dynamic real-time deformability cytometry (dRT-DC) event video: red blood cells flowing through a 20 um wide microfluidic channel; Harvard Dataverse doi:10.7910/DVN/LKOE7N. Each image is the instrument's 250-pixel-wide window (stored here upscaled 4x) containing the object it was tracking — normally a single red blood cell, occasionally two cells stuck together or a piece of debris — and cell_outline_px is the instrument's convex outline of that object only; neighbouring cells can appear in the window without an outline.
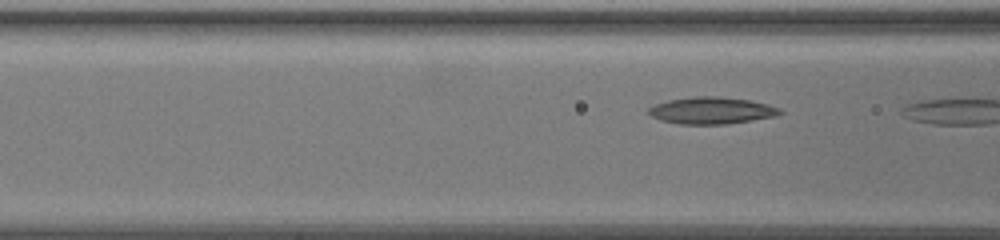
{"species": "common noctule bat (a hibernating species)", "species_latin": "Nyctalus noctula", "temperature_condition": "warm", "stored_images_in_passage": 11, "camera_frame_rate_fps": 3000, "um_per_image_px": 0.085, "animal": {"sex": "female", "body_mass_g": 19.5, "forearm_length_mm": 54.1}, "frame": {"image": 1, "passage_image": 10, "time_ms": 3.0, "image_size_px": [1000, 240], "cell_outline_px": [[784, 112], [776, 116], [728, 124], [680, 124], [660, 120], [652, 116], [648, 112], [648, 108], [656, 104], [668, 100], [692, 96], [720, 96], [748, 100], [780, 108]], "centroid_in_image_um": [60.47, 9.39], "position_along_channel_um": 106.1, "area_um2": 20.52}}